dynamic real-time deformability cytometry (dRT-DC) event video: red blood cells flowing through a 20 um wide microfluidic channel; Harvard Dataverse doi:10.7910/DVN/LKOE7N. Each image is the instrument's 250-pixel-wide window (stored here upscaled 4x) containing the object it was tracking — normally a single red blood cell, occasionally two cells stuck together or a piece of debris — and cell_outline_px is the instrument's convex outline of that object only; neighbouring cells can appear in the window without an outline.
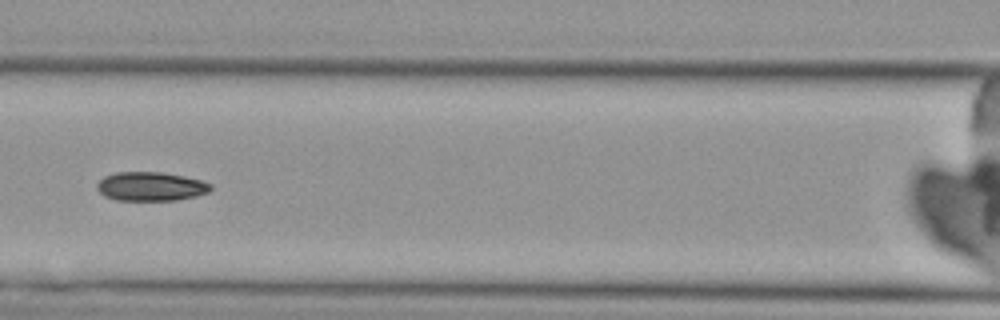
{"species": "Egyptian fruit bat (a non-hibernating species)", "species_latin": "Rousettus aegyptiacus", "temperature_condition": "cold", "stored_images_in_passage": 5, "camera_frame_rate_fps": 3000, "um_per_image_px": 0.085, "animal": {"sex": "female"}, "frame": {"image": 1, "passage_image": 5, "time_ms": 5.667, "image_size_px": [1000, 320], "cell_outline_px": [[212, 188], [208, 192], [196, 196], [176, 200], [116, 200], [104, 196], [96, 188], [96, 184], [104, 176], [116, 172], [160, 172], [184, 176], [200, 180], [212, 184]], "centroid_in_image_um": [12.8, 15.84], "position_along_channel_um": 153.8, "area_um2": 19.19}}